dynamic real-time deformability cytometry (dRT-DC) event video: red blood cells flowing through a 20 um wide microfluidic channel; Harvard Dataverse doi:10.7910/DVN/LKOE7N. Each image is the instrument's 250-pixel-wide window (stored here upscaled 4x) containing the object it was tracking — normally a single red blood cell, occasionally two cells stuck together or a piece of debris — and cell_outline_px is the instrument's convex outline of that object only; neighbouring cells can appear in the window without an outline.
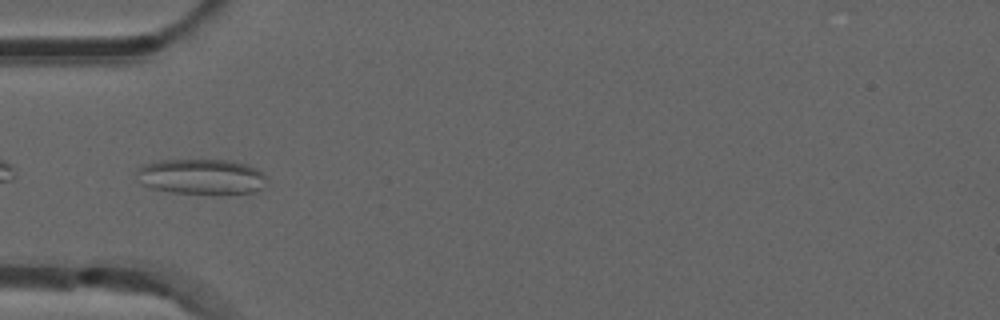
{"species": "common noctule bat (a hibernating species)", "species_latin": "Nyctalus noctula", "temperature_condition": "room temperature", "stored_images_in_passage": 37, "camera_frame_rate_fps": 3000, "um_per_image_px": 0.085, "animal": {"sex": "male", "forearm_length_mm": 52.5}, "frame": {"image": 1, "passage_image": 1, "time_ms": 0.0, "image_size_px": [1000, 320], "cell_outline_px": [[264, 176], [260, 188], [256, 192], [232, 196], [172, 192], [152, 188], [140, 184], [136, 180], [136, 172], [144, 164], [160, 160], [232, 160], [248, 164], [264, 172]], "centroid_in_image_um": [17.12, 15.04], "position_along_channel_um": 67.9, "area_um2": 27.51}}
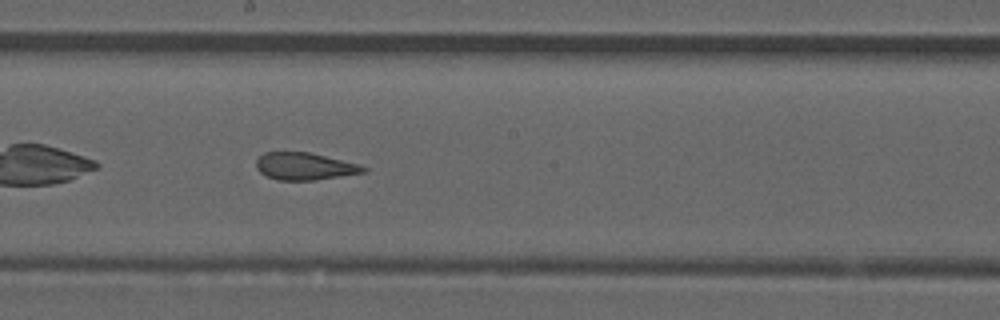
{"frame": {"image": 2, "passage_image": 13, "time_ms": 4.0, "image_size_px": [1000, 320], "cell_outline_px": [[368, 172], [316, 180], [276, 180], [260, 172], [256, 168], [256, 160], [264, 152], [308, 152], [360, 164], [368, 168]], "centroid_in_image_um": [25.92, 14.14], "position_along_channel_um": 222.3, "area_um2": 17.11}}
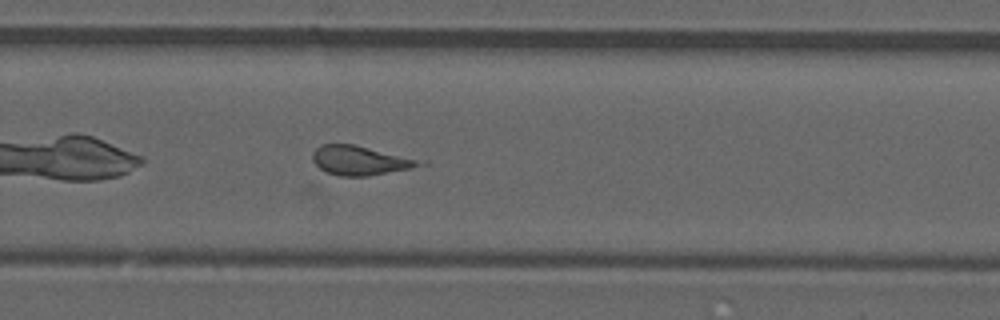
{"frame": {"image": 3, "passage_image": 19, "time_ms": 6.0, "image_size_px": [1000, 320], "cell_outline_px": [[428, 164], [412, 168], [368, 176], [340, 176], [328, 172], [320, 168], [312, 160], [312, 152], [320, 144], [356, 144], [428, 160]], "centroid_in_image_um": [30.72, 13.62], "position_along_channel_um": 299.1, "area_um2": 18.79}, "authors_computed_cell_mechanics": {"area_um2": 17.918, "velocity_mm_per_s": 3.8486, "shape_relaxation_time_tau1_ms": null, "shape_relaxation_time_tau2_ms": 1.9754, "deformation_change_tau1": null, "deformation_change_tau2": 0.1036}}